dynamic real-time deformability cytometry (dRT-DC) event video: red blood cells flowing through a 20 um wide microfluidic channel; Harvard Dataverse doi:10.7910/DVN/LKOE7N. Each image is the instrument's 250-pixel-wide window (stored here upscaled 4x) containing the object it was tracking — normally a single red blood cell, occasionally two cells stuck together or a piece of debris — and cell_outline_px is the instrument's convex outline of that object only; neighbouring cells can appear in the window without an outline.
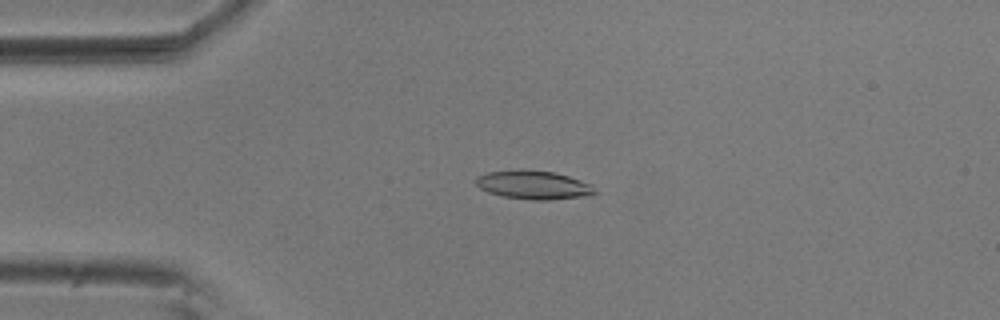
{"species": "common noctule bat (a hibernating species)", "species_latin": "Nyctalus noctula", "temperature_condition": "room temperature", "stored_images_in_passage": 54, "camera_frame_rate_fps": 3000, "um_per_image_px": 0.085, "animal": {"sex": "male", "body_mass_g": 20.5, "forearm_length_mm": 52.5}, "frame": {"image": 1, "passage_image": 12, "time_ms": 3.667, "image_size_px": [1000, 320], "cell_outline_px": [[600, 192], [584, 196], [548, 200], [532, 200], [504, 196], [488, 192], [480, 188], [476, 184], [476, 176], [488, 172], [520, 168], [556, 172], [592, 184]], "centroid_in_image_um": [45.37, 15.7], "position_along_channel_um": 39.6, "area_um2": 20.11}}
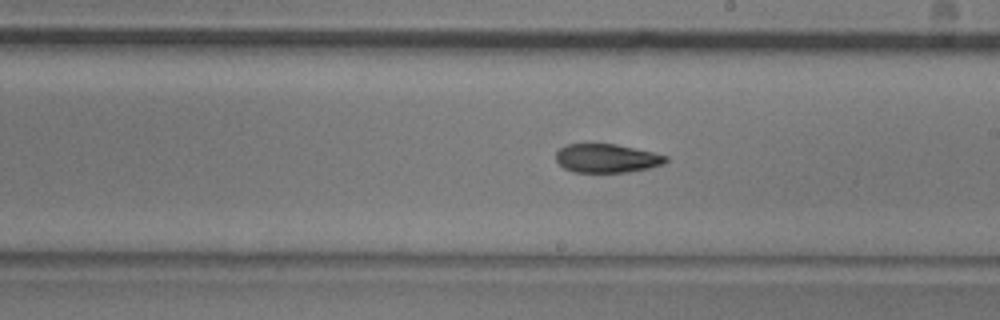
{"frame": {"image": 2, "passage_image": 30, "time_ms": 9.667, "image_size_px": [1000, 320], "cell_outline_px": [[668, 160], [664, 164], [648, 168], [628, 172], [572, 172], [564, 168], [556, 160], [556, 152], [560, 148], [568, 144], [616, 144], [652, 152], [668, 156]], "centroid_in_image_um": [51.58, 13.46], "position_along_channel_um": 237.4, "area_um2": 18.32}}
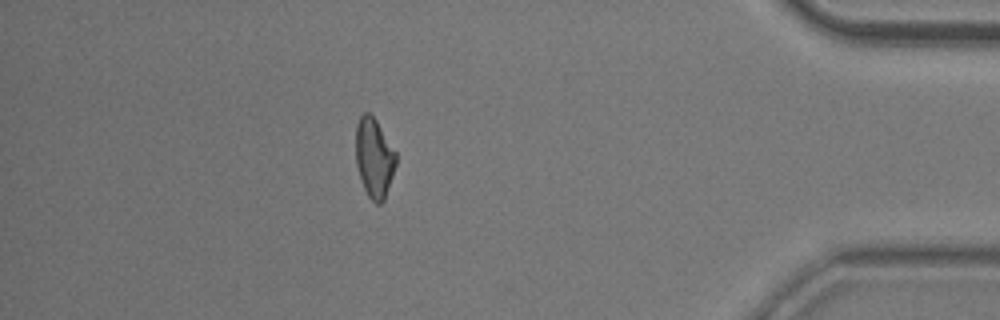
{"frame": {"image": 3, "passage_image": 47, "time_ms": 15.333, "image_size_px": [1000, 320], "cell_outline_px": [[396, 164], [384, 200], [380, 204], [376, 204], [368, 196], [364, 188], [356, 164], [356, 124], [360, 116], [364, 112], [368, 112], [376, 120], [396, 152]], "centroid_in_image_um": [31.8, 13.41], "position_along_channel_um": 403.4, "area_um2": 18.44}, "authors_computed_cell_mechanics": {"area_um2": 19.1607, "velocity_mm_per_s": 3.7172, "shape_relaxation_time_tau1_ms": 4.7394, "shape_relaxation_time_tau2_ms": 5.2482, "deformation_change_tau1": 0.1565, "deformation_change_tau2": 0.128}}